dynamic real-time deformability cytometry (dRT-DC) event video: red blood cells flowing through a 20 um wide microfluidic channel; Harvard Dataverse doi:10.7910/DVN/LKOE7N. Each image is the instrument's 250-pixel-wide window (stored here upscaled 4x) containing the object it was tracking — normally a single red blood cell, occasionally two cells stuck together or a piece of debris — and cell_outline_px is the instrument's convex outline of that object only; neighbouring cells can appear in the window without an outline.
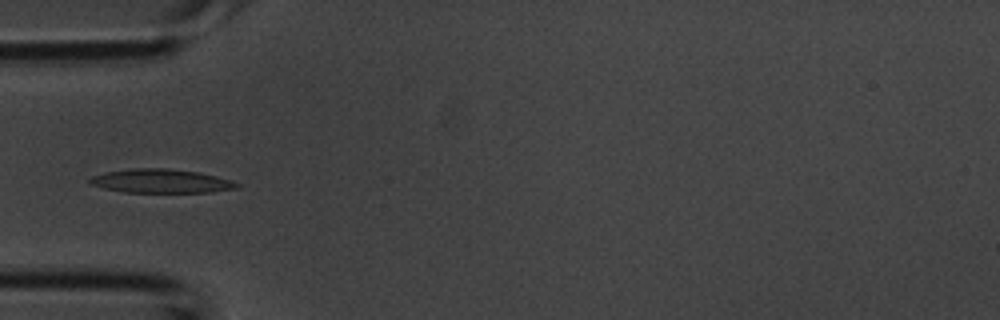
{"species": "common noctule bat (a hibernating species)", "species_latin": "Nyctalus noctula", "temperature_condition": "room temperature", "stored_images_in_passage": 4, "camera_frame_rate_fps": 3000, "um_per_image_px": 0.085, "animal": {"sex": "male", "body_mass_g": 20.1, "forearm_length_mm": 53.5}, "frame": {"image": 1, "passage_image": 4, "time_ms": 1.0, "image_size_px": [1000, 320], "cell_outline_px": [[240, 184], [236, 188], [212, 192], [124, 192], [104, 188], [92, 184], [88, 180], [92, 176], [104, 172], [132, 168], [168, 168], [200, 172], [216, 176]], "centroid_in_image_um": [13.66, 15.38], "position_along_channel_um": 71.3, "area_um2": 20.29}}